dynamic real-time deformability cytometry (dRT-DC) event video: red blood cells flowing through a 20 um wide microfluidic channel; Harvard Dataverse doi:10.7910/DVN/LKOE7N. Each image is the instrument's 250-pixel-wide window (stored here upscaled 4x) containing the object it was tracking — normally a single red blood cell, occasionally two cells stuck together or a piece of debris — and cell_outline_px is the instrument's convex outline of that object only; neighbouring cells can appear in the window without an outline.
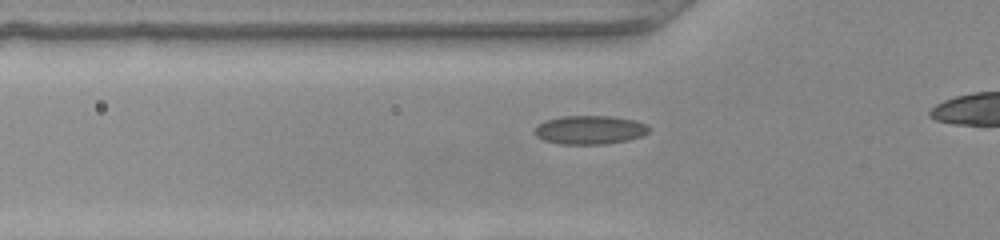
{"species": "common noctule bat (a hibernating species)", "species_latin": "Nyctalus noctula", "temperature_condition": "warm", "stored_images_in_passage": 34, "camera_frame_rate_fps": 3000, "um_per_image_px": 0.085, "animal": {"sex": "female", "body_mass_g": 22.0, "forearm_length_mm": 56.7}, "frame": {"image": 1, "passage_image": 11, "time_ms": 3.333, "image_size_px": [1000, 240], "cell_outline_px": [[648, 132], [640, 136], [628, 140], [604, 144], [560, 144], [544, 140], [536, 136], [532, 132], [544, 120], [564, 116], [612, 116], [636, 120], [644, 124], [648, 128]], "centroid_in_image_um": [50.1, 11.04], "position_along_channel_um": 75.7, "area_um2": 19.02}}
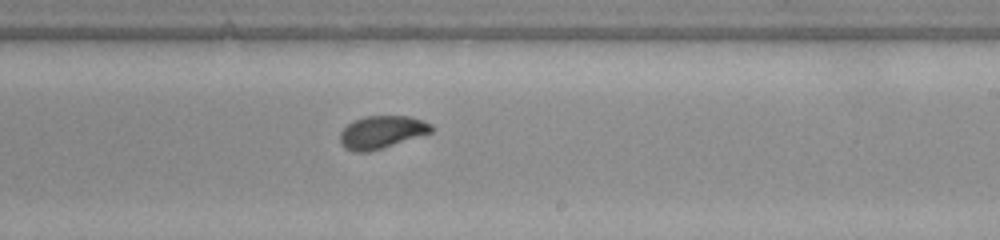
{"frame": {"image": 2, "passage_image": 24, "time_ms": 7.667, "image_size_px": [1000, 240], "cell_outline_px": [[432, 132], [368, 152], [356, 152], [344, 148], [340, 144], [340, 132], [352, 120], [364, 116], [408, 116], [424, 120], [432, 124]], "centroid_in_image_um": [32.41, 11.22], "position_along_channel_um": 256.6, "area_um2": 17.34}}
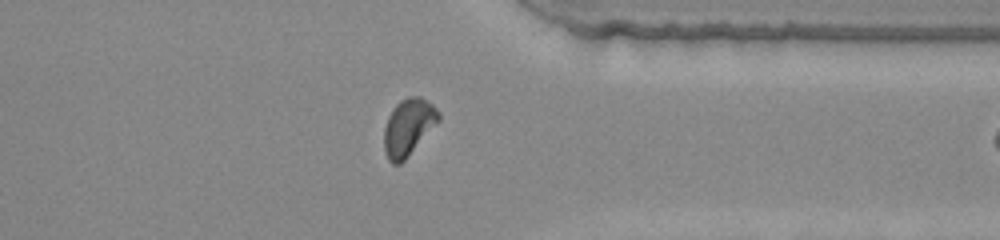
{"frame": {"image": 3, "passage_image": 33, "time_ms": 10.667, "image_size_px": [1000, 240], "cell_outline_px": [[440, 120], [408, 156], [400, 164], [392, 164], [388, 160], [384, 148], [384, 128], [388, 116], [396, 104], [400, 100], [408, 96], [420, 96], [432, 104], [440, 112]], "centroid_in_image_um": [34.71, 10.79], "position_along_channel_um": 376.7, "area_um2": 18.03}}